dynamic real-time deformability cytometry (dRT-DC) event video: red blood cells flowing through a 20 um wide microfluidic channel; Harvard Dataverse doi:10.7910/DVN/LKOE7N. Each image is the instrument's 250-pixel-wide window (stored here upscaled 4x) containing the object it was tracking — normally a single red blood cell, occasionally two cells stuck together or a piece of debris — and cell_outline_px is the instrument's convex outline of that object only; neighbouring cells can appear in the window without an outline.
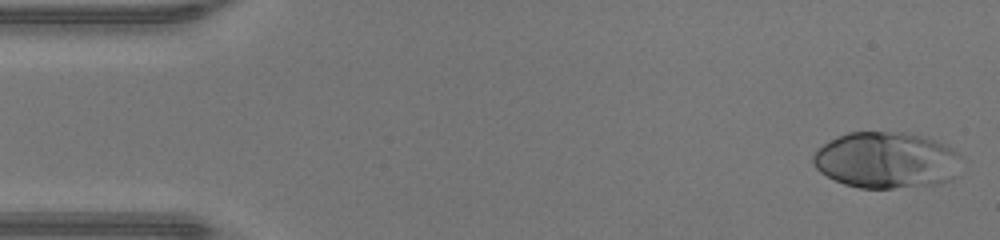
{"species": "human", "species_latin": "Homo sapiens", "temperature_condition": "warm", "stored_images_in_passage": 46, "camera_frame_rate_fps": 3000, "um_per_image_px": 0.085, "donor": {"sex": "male"}, "frame": {"image": 1, "passage_image": 1, "time_ms": 0.0, "image_size_px": [1000, 240], "cell_outline_px": [[960, 156], [952, 180], [940, 184], [892, 188], [860, 188], [844, 184], [820, 172], [812, 164], [812, 156], [816, 148], [836, 136], [848, 132], [904, 132], [924, 136], [948, 144]], "centroid_in_image_um": [75.31, 13.6], "position_along_channel_um": 9.7, "area_um2": 48.96}}
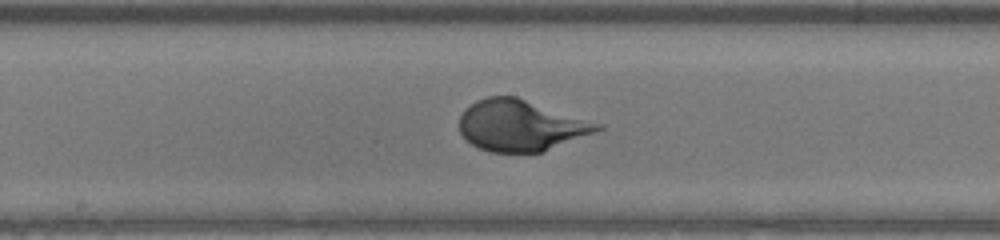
{"frame": {"image": 2, "passage_image": 23, "time_ms": 7.333, "image_size_px": [1000, 240], "cell_outline_px": [[604, 128], [540, 152], [488, 152], [472, 144], [460, 132], [460, 116], [476, 100], [488, 96], [516, 96], [604, 124]], "centroid_in_image_um": [44.27, 10.65], "position_along_channel_um": 203.9, "area_um2": 40.58}}
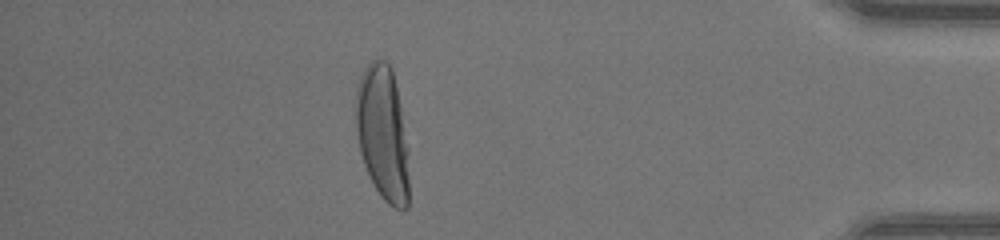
{"frame": {"image": 3, "passage_image": 40, "time_ms": 13.0, "image_size_px": [1000, 240], "cell_outline_px": [[408, 208], [396, 208], [388, 204], [384, 200], [376, 188], [364, 164], [360, 152], [356, 132], [356, 88], [360, 76], [364, 68], [372, 60], [384, 60], [392, 68], [408, 148]], "centroid_in_image_um": [32.52, 11.31], "position_along_channel_um": 402.7, "area_um2": 41.38}}